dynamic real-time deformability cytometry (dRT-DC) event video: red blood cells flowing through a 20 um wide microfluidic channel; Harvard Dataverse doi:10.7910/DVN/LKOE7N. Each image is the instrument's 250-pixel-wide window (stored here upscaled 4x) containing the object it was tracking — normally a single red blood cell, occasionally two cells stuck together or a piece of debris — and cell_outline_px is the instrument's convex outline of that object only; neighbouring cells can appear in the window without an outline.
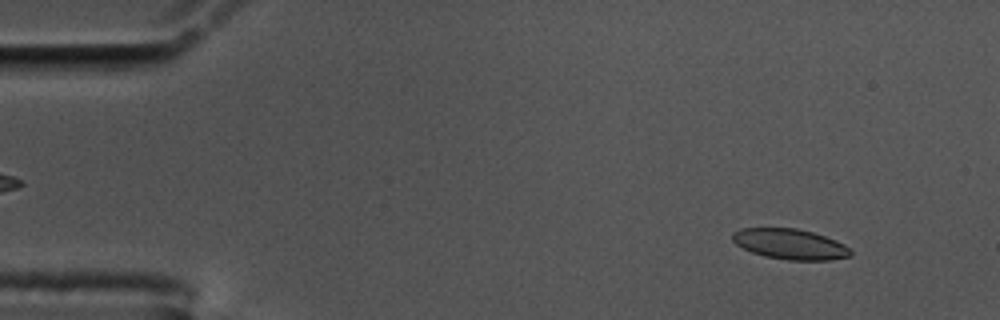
{"species": "common noctule bat (a hibernating species)", "species_latin": "Nyctalus noctula", "temperature_condition": "cold", "stored_images_in_passage": 57, "camera_frame_rate_fps": 3000, "um_per_image_px": 0.085, "animal": {"sex": "male", "body_mass_g": 17.5, "forearm_length_mm": 52.3}, "frame": {"image": 1, "passage_image": 5, "time_ms": 1.333, "image_size_px": [1000, 320], "cell_outline_px": [[852, 256], [828, 260], [788, 260], [764, 256], [752, 252], [736, 244], [732, 240], [732, 232], [740, 228], [796, 228], [812, 232], [836, 240], [844, 244], [852, 252]], "centroid_in_image_um": [67.15, 20.75], "position_along_channel_um": 17.9, "area_um2": 20.92}}
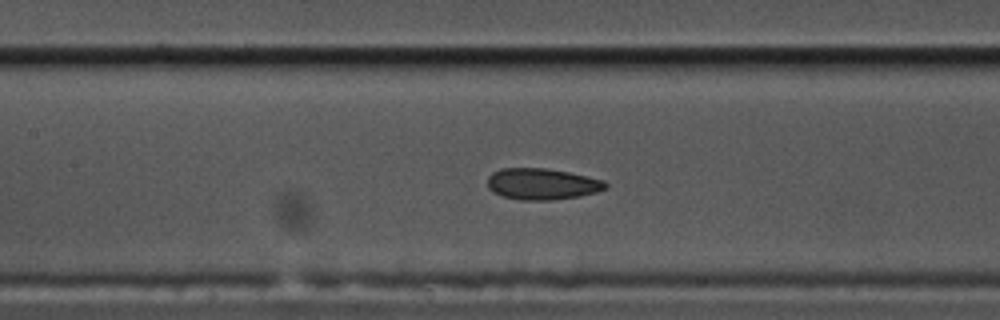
{"frame": {"image": 2, "passage_image": 25, "time_ms": 8.0, "image_size_px": [1000, 320], "cell_outline_px": [[608, 188], [596, 192], [580, 196], [552, 200], [520, 200], [504, 196], [492, 192], [488, 188], [488, 176], [492, 172], [500, 168], [544, 168], [568, 172], [604, 180], [608, 184]], "centroid_in_image_um": [46.07, 15.64], "position_along_channel_um": 161.3, "area_um2": 21.62}}
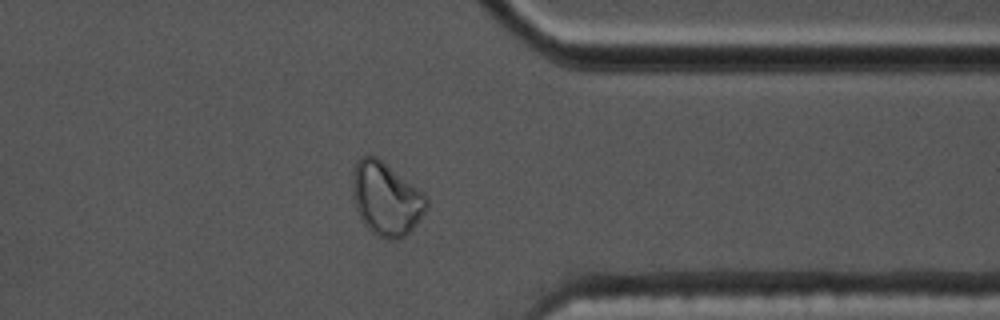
{"frame": {"image": 3, "passage_image": 44, "time_ms": 14.333, "image_size_px": [1000, 320], "cell_outline_px": [[428, 208], [412, 228], [404, 236], [396, 240], [388, 240], [376, 236], [364, 224], [356, 208], [352, 196], [352, 172], [356, 160], [360, 156], [376, 156], [424, 192], [428, 200]], "centroid_in_image_um": [32.8, 16.89], "position_along_channel_um": 378.6, "area_um2": 31.73}, "authors_computed_cell_mechanics": {"area_um2": 21.8484, "velocity_mm_per_s": 3.5459, "shape_relaxation_time_tau1_ms": null, "shape_relaxation_time_tau2_ms": 2.1586, "deformation_change_tau1": null, "deformation_change_tau2": 0.059}}